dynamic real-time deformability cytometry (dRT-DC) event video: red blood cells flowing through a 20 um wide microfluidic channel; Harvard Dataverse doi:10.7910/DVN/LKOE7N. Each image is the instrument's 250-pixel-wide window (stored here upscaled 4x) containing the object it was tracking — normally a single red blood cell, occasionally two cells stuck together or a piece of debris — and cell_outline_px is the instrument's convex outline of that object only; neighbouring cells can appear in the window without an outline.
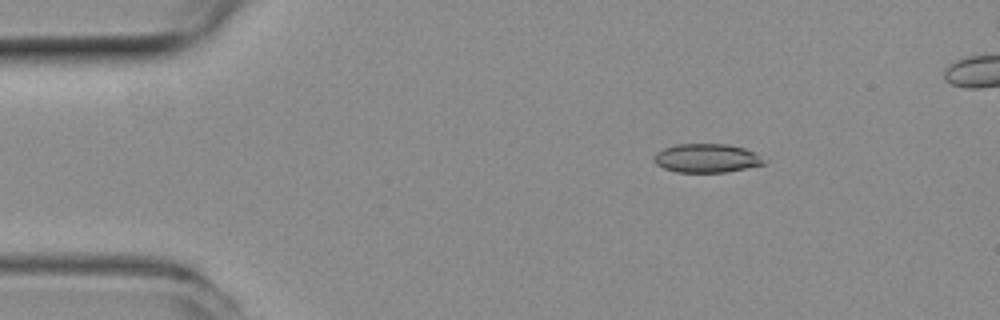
{"species": "common noctule bat (a hibernating species)", "species_latin": "Nyctalus noctula", "temperature_condition": "room temperature", "stored_images_in_passage": 14, "camera_frame_rate_fps": 3000, "um_per_image_px": 0.085, "animal": {"sex": "female", "body_mass_g": 19.3, "forearm_length_mm": 54.1}, "frame": {"image": 1, "passage_image": 7, "time_ms": 2.0, "image_size_px": [1000, 320], "cell_outline_px": [[768, 160], [764, 164], [724, 172], [676, 172], [664, 168], [656, 164], [652, 156], [656, 152], [664, 148], [676, 144], [728, 144], [744, 148]], "centroid_in_image_um": [60.03, 13.44], "position_along_channel_um": 25.0, "area_um2": 18.38}}